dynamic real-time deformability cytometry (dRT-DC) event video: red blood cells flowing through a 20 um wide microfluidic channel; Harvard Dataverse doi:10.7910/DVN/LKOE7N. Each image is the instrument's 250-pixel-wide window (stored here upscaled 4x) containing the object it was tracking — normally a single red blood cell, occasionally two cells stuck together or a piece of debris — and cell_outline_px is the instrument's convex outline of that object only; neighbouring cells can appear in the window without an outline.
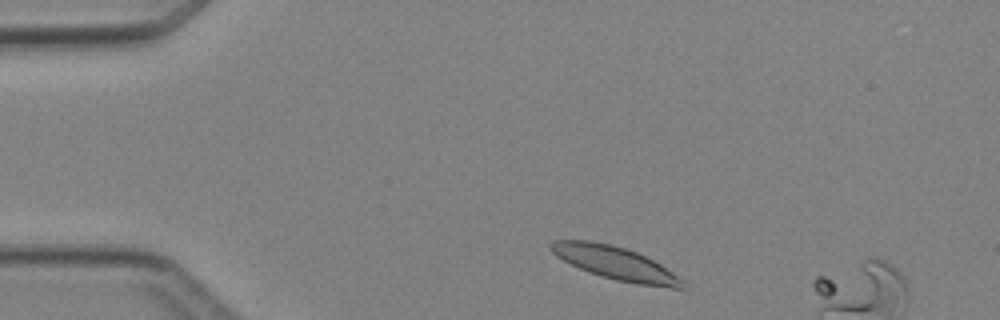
{"species": "Egyptian fruit bat (a non-hibernating species)", "species_latin": "Rousettus aegyptiacus", "temperature_condition": "cold", "stored_images_in_passage": 4, "camera_frame_rate_fps": 3000, "um_per_image_px": 0.085, "animal": {"sex": "female"}, "frame": {"image": 1, "passage_image": 1, "time_ms": 0.0, "image_size_px": [1000, 320], "cell_outline_px": [[688, 292], [684, 292], [636, 284], [616, 280], [600, 276], [588, 272], [556, 256], [548, 248], [548, 244], [552, 240], [592, 240], [612, 244], [636, 252], [660, 264], [672, 272], [680, 280]], "centroid_in_image_um": [52.34, 22.4], "position_along_channel_um": 32.7, "area_um2": 25.78}}